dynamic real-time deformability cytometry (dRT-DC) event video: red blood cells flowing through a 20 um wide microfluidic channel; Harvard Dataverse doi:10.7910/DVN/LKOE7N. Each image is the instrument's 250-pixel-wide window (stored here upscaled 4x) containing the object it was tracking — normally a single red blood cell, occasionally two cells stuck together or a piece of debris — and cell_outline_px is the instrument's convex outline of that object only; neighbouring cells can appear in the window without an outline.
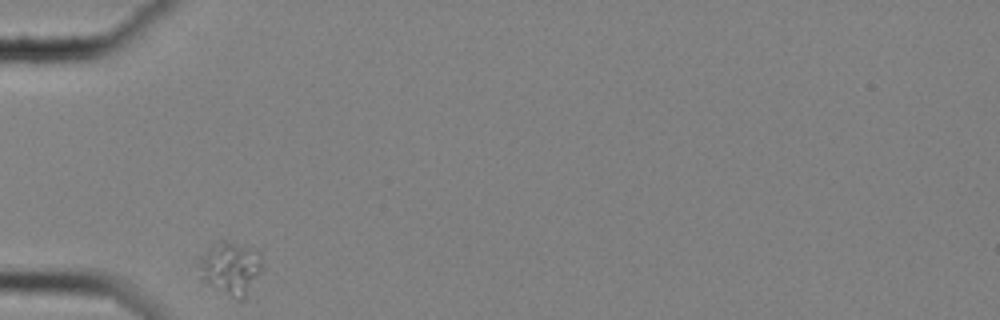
{"species": "common noctule bat (a hibernating species)", "species_latin": "Nyctalus noctula", "temperature_condition": "cold", "stored_images_in_passage": 33, "camera_frame_rate_fps": 3000, "um_per_image_px": 0.085, "animal": {"sex": "female", "body_mass_g": 25.1}, "frame": {"image": 1, "passage_image": 1, "time_ms": 0.0, "image_size_px": [1000, 320], "cell_outline_px": [[264, 268], [244, 300], [240, 300], [232, 296], [208, 280], [204, 276], [204, 260], [212, 244], [224, 240], [256, 248], [260, 252]], "centroid_in_image_um": [19.83, 22.75], "position_along_channel_um": 65.2, "area_um2": 18.21}}
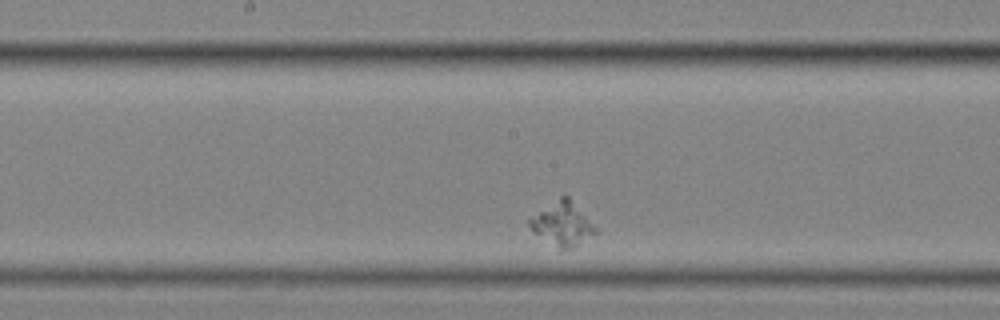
{"frame": {"image": 2, "passage_image": 15, "time_ms": 4.667, "image_size_px": [1000, 320], "cell_outline_px": [[600, 232], [576, 248], [560, 248], [532, 232], [528, 224], [528, 220], [564, 192], [600, 228]], "centroid_in_image_um": [47.9, 19.02], "position_along_channel_um": 200.3, "area_um2": 17.22}}
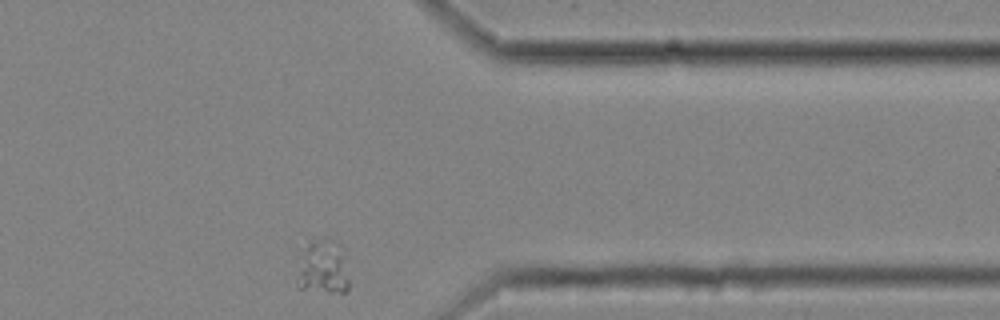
{"frame": {"image": 3, "passage_image": 33, "time_ms": 10.667, "image_size_px": [1000, 320], "cell_outline_px": [[348, 292], [328, 292], [300, 288], [296, 284], [296, 280], [300, 248], [308, 240], [324, 236], [340, 244], [348, 280]], "centroid_in_image_um": [27.37, 22.66], "position_along_channel_um": 384.0, "area_um2": 16.99}}